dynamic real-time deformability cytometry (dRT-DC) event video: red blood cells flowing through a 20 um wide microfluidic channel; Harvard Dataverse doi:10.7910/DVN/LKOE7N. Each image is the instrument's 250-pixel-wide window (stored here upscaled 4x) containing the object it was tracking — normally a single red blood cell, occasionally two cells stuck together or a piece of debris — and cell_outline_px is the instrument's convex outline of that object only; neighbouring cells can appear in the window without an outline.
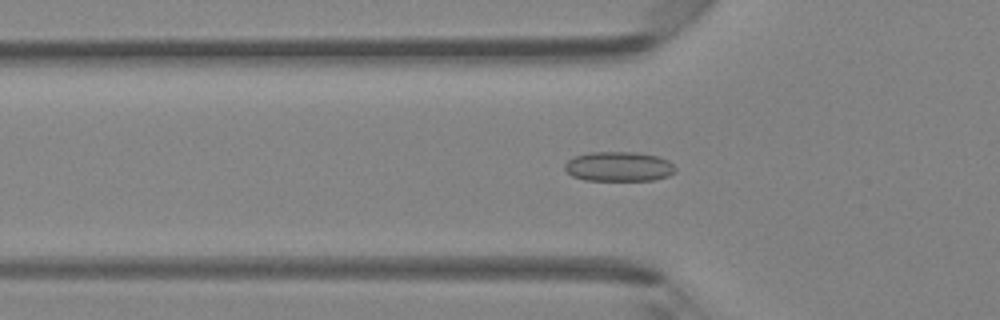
{"species": "Egyptian fruit bat (a non-hibernating species)", "species_latin": "Rousettus aegyptiacus", "temperature_condition": "room temperature", "stored_images_in_passage": 41, "camera_frame_rate_fps": 3000, "um_per_image_px": 0.085, "animal": {"sex": "female"}, "frame": {"image": 1, "passage_image": 10, "time_ms": 3.0, "image_size_px": [1000, 320], "cell_outline_px": [[676, 172], [668, 176], [652, 180], [584, 180], [572, 176], [564, 168], [564, 164], [568, 160], [576, 156], [588, 152], [636, 152], [656, 156], [668, 160], [676, 168]], "centroid_in_image_um": [52.59, 14.15], "position_along_channel_um": 73.2, "area_um2": 19.13}}
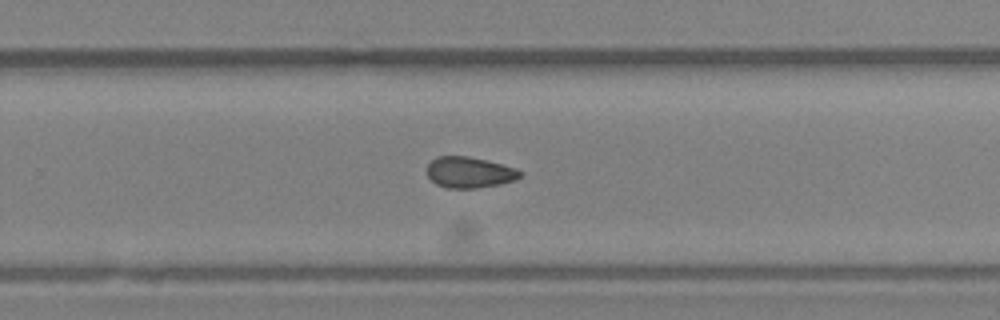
{"frame": {"image": 2, "passage_image": 25, "time_ms": 8.0, "image_size_px": [1000, 320], "cell_outline_px": [[524, 172], [516, 180], [500, 184], [476, 188], [448, 188], [436, 184], [428, 176], [428, 164], [436, 156], [468, 156], [488, 160], [516, 168]], "centroid_in_image_um": [39.93, 14.64], "position_along_channel_um": 289.9, "area_um2": 16.88}}
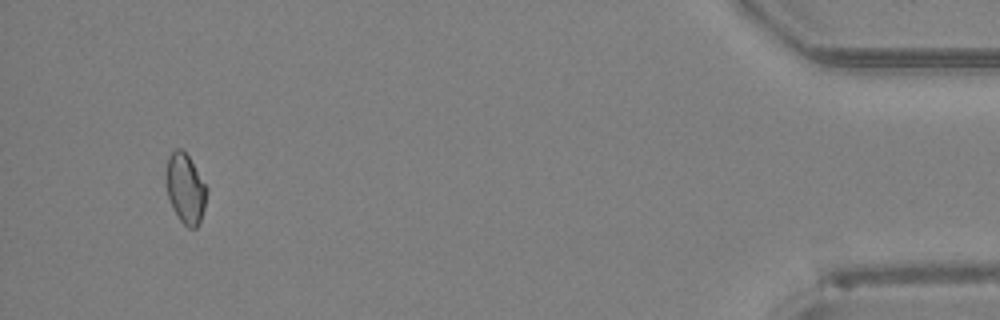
{"frame": {"image": 3, "passage_image": 39, "time_ms": 12.667, "image_size_px": [1000, 320], "cell_outline_px": [[208, 188], [204, 208], [200, 220], [196, 228], [188, 228], [180, 220], [172, 208], [168, 196], [164, 180], [164, 176], [168, 156], [176, 148], [180, 148], [188, 156]], "centroid_in_image_um": [15.73, 16.02], "position_along_channel_um": 419.5, "area_um2": 16.65}, "authors_computed_cell_mechanics": {"area_um2": 17.1666, "velocity_mm_per_s": 4.3641, "shape_relaxation_time_tau1_ms": null, "shape_relaxation_time_tau2_ms": 6.2368, "deformation_change_tau1": null, "deformation_change_tau2": 0.0987}}